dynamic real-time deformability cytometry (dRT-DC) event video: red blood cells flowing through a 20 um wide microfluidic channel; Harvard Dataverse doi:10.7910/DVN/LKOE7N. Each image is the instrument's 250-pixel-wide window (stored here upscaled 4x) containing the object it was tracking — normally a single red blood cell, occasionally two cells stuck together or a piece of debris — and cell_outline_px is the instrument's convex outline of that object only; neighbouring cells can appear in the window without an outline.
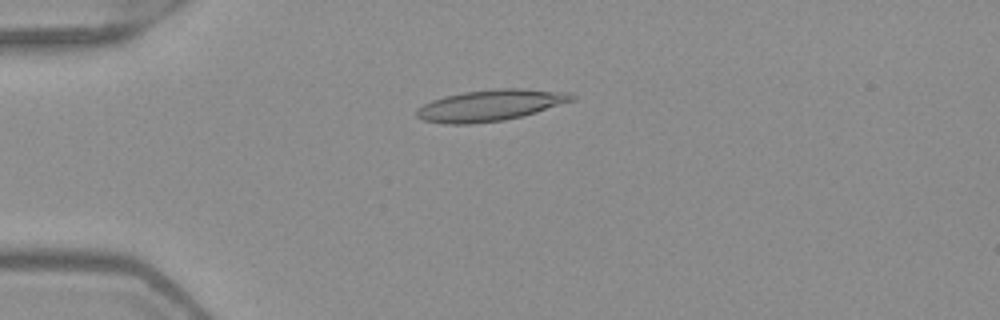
{"species": "Egyptian fruit bat (a non-hibernating species)", "species_latin": "Rousettus aegyptiacus", "temperature_condition": "warm", "stored_images_in_passage": 51, "camera_frame_rate_fps": 3000, "um_per_image_px": 0.085, "frame": {"image": 1, "passage_image": 13, "time_ms": 4.0, "image_size_px": [1000, 320], "cell_outline_px": [[576, 100], [524, 116], [504, 120], [472, 124], [444, 124], [424, 120], [416, 116], [416, 108], [432, 100], [444, 96], [464, 92], [496, 88], [524, 88], [568, 92], [576, 96]], "centroid_in_image_um": [41.71, 8.95], "position_along_channel_um": 43.3, "area_um2": 28.61}}
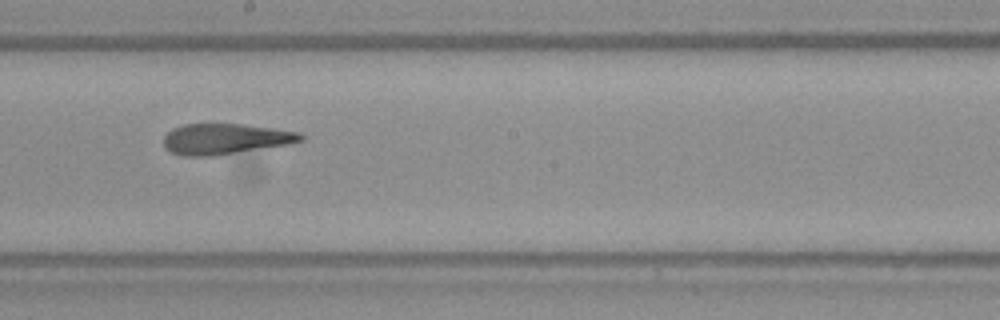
{"frame": {"image": 2, "passage_image": 29, "time_ms": 9.333, "image_size_px": [1000, 320], "cell_outline_px": [[304, 140], [288, 144], [212, 156], [184, 156], [168, 152], [164, 148], [164, 136], [172, 128], [184, 124], [244, 124], [300, 132], [304, 136]], "centroid_in_image_um": [19.11, 11.81], "position_along_channel_um": 229.1, "area_um2": 24.51}}
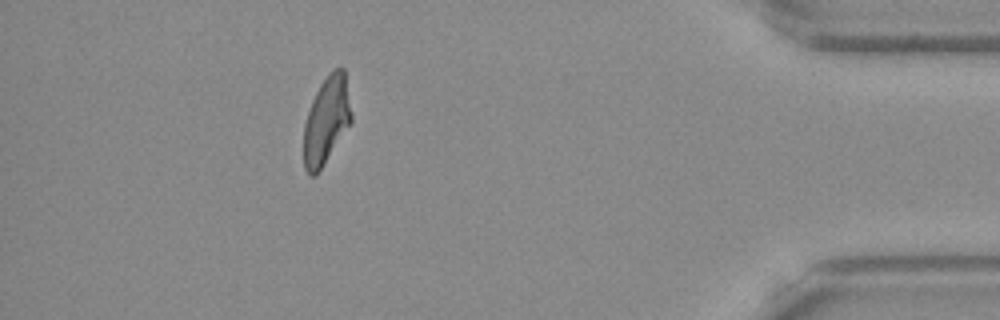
{"frame": {"image": 3, "passage_image": 46, "time_ms": 15.0, "image_size_px": [1000, 320], "cell_outline_px": [[352, 120], [316, 176], [308, 176], [304, 168], [304, 124], [312, 100], [320, 84], [328, 72], [332, 68], [344, 68], [352, 116]], "centroid_in_image_um": [27.73, 10.22], "position_along_channel_um": 407.5, "area_um2": 24.1}, "authors_computed_cell_mechanics": {"area_um2": 25.432, "velocity_mm_per_s": 3.9906, "shape_relaxation_time_tau1_ms": null, "shape_relaxation_time_tau2_ms": 3.2127, "deformation_change_tau1": null, "deformation_change_tau2": 0.1228}}